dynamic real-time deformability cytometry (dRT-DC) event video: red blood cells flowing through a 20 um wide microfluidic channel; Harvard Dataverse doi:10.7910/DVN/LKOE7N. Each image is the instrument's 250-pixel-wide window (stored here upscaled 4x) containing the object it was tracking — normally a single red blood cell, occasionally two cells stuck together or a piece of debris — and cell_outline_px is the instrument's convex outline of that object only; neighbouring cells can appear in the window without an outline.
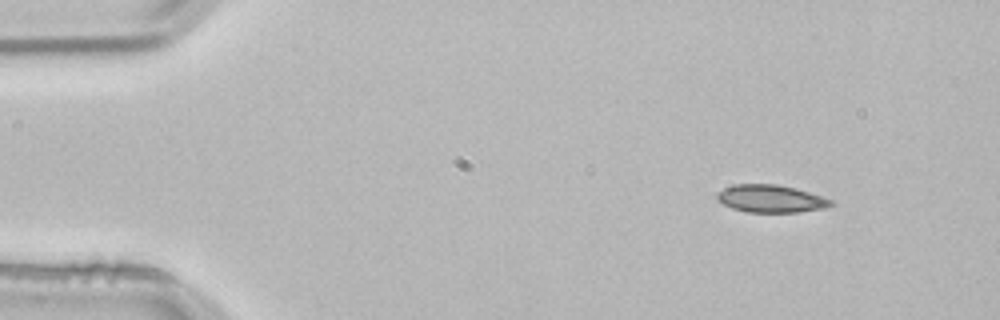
{"species": "common noctule bat (a hibernating species)", "species_latin": "Nyctalus noctula", "temperature_condition": "room temperature", "stored_images_in_passage": 3, "camera_frame_rate_fps": 3000, "um_per_image_px": 0.085, "animal": {"sex": "male", "body_mass_g": 21.5, "forearm_length_mm": 52.0}, "frame": {"image": 1, "passage_image": 1, "time_ms": 0.0, "image_size_px": [1000, 320], "cell_outline_px": [[836, 204], [824, 208], [800, 212], [748, 212], [732, 208], [716, 200], [716, 196], [724, 188], [736, 184], [776, 184], [796, 188], [832, 200]], "centroid_in_image_um": [65.53, 16.89], "position_along_channel_um": 19.5, "area_um2": 18.21}}
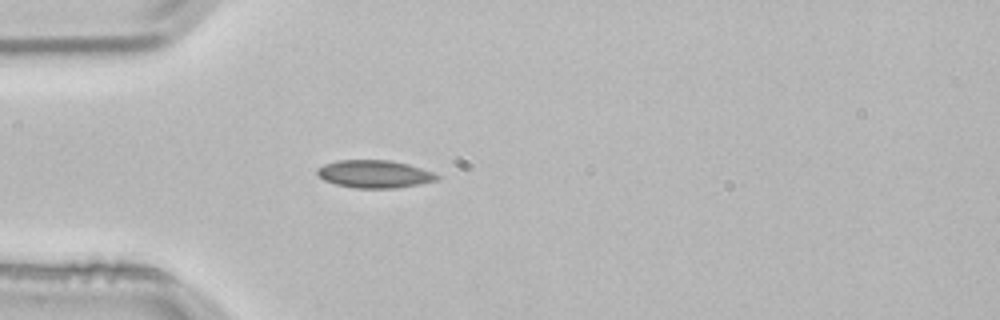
{"frame": {"image": 2, "passage_image": 3, "time_ms": 0.667, "image_size_px": [1000, 320], "cell_outline_px": [[440, 180], [392, 188], [356, 188], [336, 184], [324, 180], [316, 172], [316, 168], [324, 164], [336, 160], [388, 160], [408, 164], [432, 172], [440, 176]], "centroid_in_image_um": [31.8, 14.78], "position_along_channel_um": 53.2, "area_um2": 19.19}}